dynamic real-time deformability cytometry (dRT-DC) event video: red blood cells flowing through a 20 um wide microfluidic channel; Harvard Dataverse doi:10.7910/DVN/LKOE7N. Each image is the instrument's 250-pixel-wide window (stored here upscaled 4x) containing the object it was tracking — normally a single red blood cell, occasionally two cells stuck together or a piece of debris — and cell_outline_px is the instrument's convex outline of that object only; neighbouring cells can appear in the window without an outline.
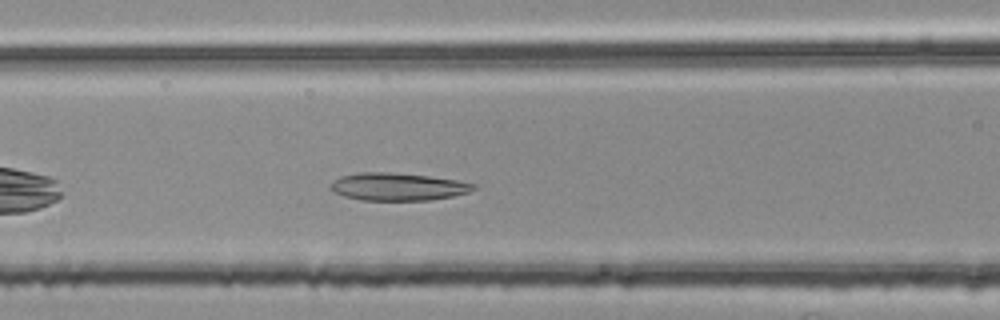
{"species": "common noctule bat (a hibernating species)", "species_latin": "Nyctalus noctula", "temperature_condition": "room temperature", "stored_images_in_passage": 36, "camera_frame_rate_fps": 3000, "um_per_image_px": 0.085, "animal": {"sex": "female", "body_mass_g": 25.1}, "frame": {"image": 1, "passage_image": 9, "time_ms": 2.667, "image_size_px": [1000, 320], "cell_outline_px": [[476, 188], [468, 192], [452, 196], [428, 200], [360, 200], [344, 196], [328, 188], [328, 184], [340, 176], [364, 172], [388, 172], [428, 176], [460, 180], [476, 184]], "centroid_in_image_um": [33.8, 15.86], "position_along_channel_um": 132.8, "area_um2": 23.0}}
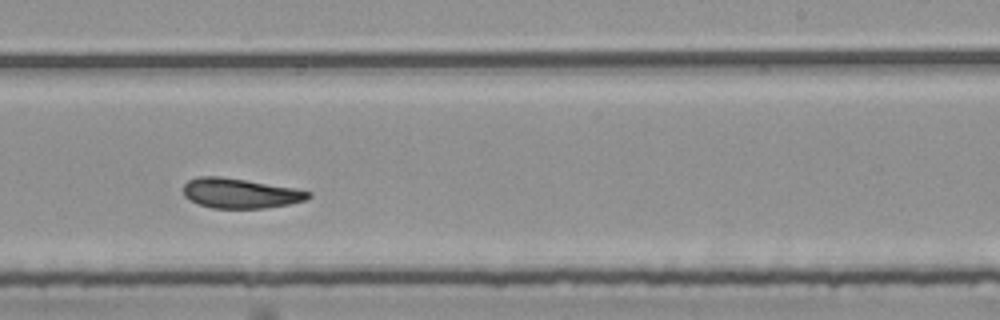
{"frame": {"image": 2, "passage_image": 20, "time_ms": 6.333, "image_size_px": [1000, 320], "cell_outline_px": [[312, 196], [304, 200], [288, 204], [264, 208], [212, 208], [200, 204], [184, 196], [184, 184], [188, 180], [196, 176], [220, 176], [296, 188], [312, 192]], "centroid_in_image_um": [20.42, 16.42], "position_along_channel_um": 268.6, "area_um2": 21.68}}
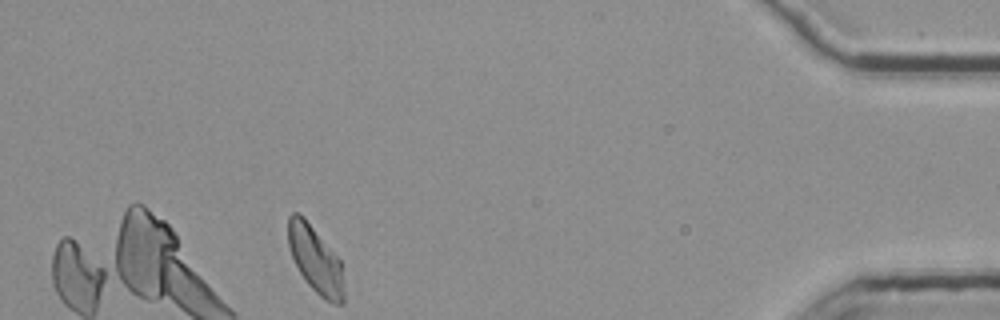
{"frame": {"image": 3, "passage_image": 36, "time_ms": 11.667, "image_size_px": [1000, 320], "cell_outline_px": [[344, 304], [332, 304], [324, 300], [304, 280], [292, 256], [288, 244], [288, 216], [292, 212], [300, 212], [304, 216], [340, 260], [344, 292]], "centroid_in_image_um": [26.8, 22.07], "position_along_channel_um": 408.4, "area_um2": 21.68}, "authors_computed_cell_mechanics": {"area_um2": 22.4264, "velocity_mm_per_s": 3.7219, "shape_relaxation_time_tau1_ms": null, "shape_relaxation_time_tau2_ms": 2.6687, "deformation_change_tau1": null, "deformation_change_tau2": 0.0808}}